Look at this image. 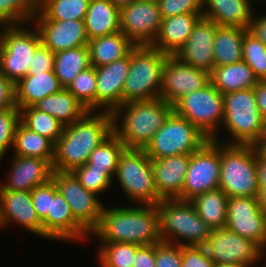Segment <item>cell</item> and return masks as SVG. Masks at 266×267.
I'll list each match as a JSON object with an SVG mask.
<instances>
[{
	"instance_id": "680465c9",
	"label": "cell",
	"mask_w": 266,
	"mask_h": 267,
	"mask_svg": "<svg viewBox=\"0 0 266 267\" xmlns=\"http://www.w3.org/2000/svg\"><path fill=\"white\" fill-rule=\"evenodd\" d=\"M109 1L120 9L124 6L130 5L132 2L136 0H109Z\"/></svg>"
},
{
	"instance_id": "7c38bea8",
	"label": "cell",
	"mask_w": 266,
	"mask_h": 267,
	"mask_svg": "<svg viewBox=\"0 0 266 267\" xmlns=\"http://www.w3.org/2000/svg\"><path fill=\"white\" fill-rule=\"evenodd\" d=\"M220 171V143L208 140L191 153L183 190L176 199L191 201L207 191L218 189Z\"/></svg>"
},
{
	"instance_id": "91938a15",
	"label": "cell",
	"mask_w": 266,
	"mask_h": 267,
	"mask_svg": "<svg viewBox=\"0 0 266 267\" xmlns=\"http://www.w3.org/2000/svg\"><path fill=\"white\" fill-rule=\"evenodd\" d=\"M50 1L55 0H36L37 12H40Z\"/></svg>"
},
{
	"instance_id": "4316f807",
	"label": "cell",
	"mask_w": 266,
	"mask_h": 267,
	"mask_svg": "<svg viewBox=\"0 0 266 267\" xmlns=\"http://www.w3.org/2000/svg\"><path fill=\"white\" fill-rule=\"evenodd\" d=\"M63 87L53 71L26 75L15 84V102L19 110L34 106L39 100L59 92Z\"/></svg>"
},
{
	"instance_id": "7bdbcfd3",
	"label": "cell",
	"mask_w": 266,
	"mask_h": 267,
	"mask_svg": "<svg viewBox=\"0 0 266 267\" xmlns=\"http://www.w3.org/2000/svg\"><path fill=\"white\" fill-rule=\"evenodd\" d=\"M72 173L85 189L96 195L110 188L113 180L104 170L92 169V164L79 166Z\"/></svg>"
},
{
	"instance_id": "7dc6e473",
	"label": "cell",
	"mask_w": 266,
	"mask_h": 267,
	"mask_svg": "<svg viewBox=\"0 0 266 267\" xmlns=\"http://www.w3.org/2000/svg\"><path fill=\"white\" fill-rule=\"evenodd\" d=\"M182 246L161 241L155 244V267H181Z\"/></svg>"
},
{
	"instance_id": "1f68e13d",
	"label": "cell",
	"mask_w": 266,
	"mask_h": 267,
	"mask_svg": "<svg viewBox=\"0 0 266 267\" xmlns=\"http://www.w3.org/2000/svg\"><path fill=\"white\" fill-rule=\"evenodd\" d=\"M248 29L235 26H218L213 55L215 67L242 61L243 38Z\"/></svg>"
},
{
	"instance_id": "484cf974",
	"label": "cell",
	"mask_w": 266,
	"mask_h": 267,
	"mask_svg": "<svg viewBox=\"0 0 266 267\" xmlns=\"http://www.w3.org/2000/svg\"><path fill=\"white\" fill-rule=\"evenodd\" d=\"M251 0H202V16L218 26L249 29L253 10ZM207 7V8H206ZM205 9V10H204Z\"/></svg>"
},
{
	"instance_id": "60d3db41",
	"label": "cell",
	"mask_w": 266,
	"mask_h": 267,
	"mask_svg": "<svg viewBox=\"0 0 266 267\" xmlns=\"http://www.w3.org/2000/svg\"><path fill=\"white\" fill-rule=\"evenodd\" d=\"M36 13V0H0V24L3 26L28 23Z\"/></svg>"
},
{
	"instance_id": "db71d44e",
	"label": "cell",
	"mask_w": 266,
	"mask_h": 267,
	"mask_svg": "<svg viewBox=\"0 0 266 267\" xmlns=\"http://www.w3.org/2000/svg\"><path fill=\"white\" fill-rule=\"evenodd\" d=\"M256 104L262 116L266 115V80L258 81L254 87Z\"/></svg>"
},
{
	"instance_id": "d6a6232c",
	"label": "cell",
	"mask_w": 266,
	"mask_h": 267,
	"mask_svg": "<svg viewBox=\"0 0 266 267\" xmlns=\"http://www.w3.org/2000/svg\"><path fill=\"white\" fill-rule=\"evenodd\" d=\"M191 202L197 214L211 229L226 227L228 197L222 189L207 191Z\"/></svg>"
},
{
	"instance_id": "ac0fdd59",
	"label": "cell",
	"mask_w": 266,
	"mask_h": 267,
	"mask_svg": "<svg viewBox=\"0 0 266 267\" xmlns=\"http://www.w3.org/2000/svg\"><path fill=\"white\" fill-rule=\"evenodd\" d=\"M33 19L42 44L55 53L88 45L82 20H48L41 12H37Z\"/></svg>"
},
{
	"instance_id": "8fae6325",
	"label": "cell",
	"mask_w": 266,
	"mask_h": 267,
	"mask_svg": "<svg viewBox=\"0 0 266 267\" xmlns=\"http://www.w3.org/2000/svg\"><path fill=\"white\" fill-rule=\"evenodd\" d=\"M0 33V72L14 84L28 74L30 61L42 44L38 29L5 25Z\"/></svg>"
},
{
	"instance_id": "94428289",
	"label": "cell",
	"mask_w": 266,
	"mask_h": 267,
	"mask_svg": "<svg viewBox=\"0 0 266 267\" xmlns=\"http://www.w3.org/2000/svg\"><path fill=\"white\" fill-rule=\"evenodd\" d=\"M215 267H249V266L238 263H224V264H215Z\"/></svg>"
},
{
	"instance_id": "bcb514c9",
	"label": "cell",
	"mask_w": 266,
	"mask_h": 267,
	"mask_svg": "<svg viewBox=\"0 0 266 267\" xmlns=\"http://www.w3.org/2000/svg\"><path fill=\"white\" fill-rule=\"evenodd\" d=\"M160 15L163 18L183 13H202V0H160Z\"/></svg>"
},
{
	"instance_id": "9c48e42d",
	"label": "cell",
	"mask_w": 266,
	"mask_h": 267,
	"mask_svg": "<svg viewBox=\"0 0 266 267\" xmlns=\"http://www.w3.org/2000/svg\"><path fill=\"white\" fill-rule=\"evenodd\" d=\"M208 140V137L188 119L173 110L144 150L151 159H159L191 154L200 149Z\"/></svg>"
},
{
	"instance_id": "b9f144b4",
	"label": "cell",
	"mask_w": 266,
	"mask_h": 267,
	"mask_svg": "<svg viewBox=\"0 0 266 267\" xmlns=\"http://www.w3.org/2000/svg\"><path fill=\"white\" fill-rule=\"evenodd\" d=\"M242 60L253 70L259 81L266 80V46L249 30L243 38Z\"/></svg>"
},
{
	"instance_id": "e0dca14e",
	"label": "cell",
	"mask_w": 266,
	"mask_h": 267,
	"mask_svg": "<svg viewBox=\"0 0 266 267\" xmlns=\"http://www.w3.org/2000/svg\"><path fill=\"white\" fill-rule=\"evenodd\" d=\"M226 228L266 249V213L257 197H229Z\"/></svg>"
},
{
	"instance_id": "ba28073f",
	"label": "cell",
	"mask_w": 266,
	"mask_h": 267,
	"mask_svg": "<svg viewBox=\"0 0 266 267\" xmlns=\"http://www.w3.org/2000/svg\"><path fill=\"white\" fill-rule=\"evenodd\" d=\"M124 194L139 205H157L158 195L151 158L144 149L125 148L121 153L115 173Z\"/></svg>"
},
{
	"instance_id": "44dd1931",
	"label": "cell",
	"mask_w": 266,
	"mask_h": 267,
	"mask_svg": "<svg viewBox=\"0 0 266 267\" xmlns=\"http://www.w3.org/2000/svg\"><path fill=\"white\" fill-rule=\"evenodd\" d=\"M10 176L0 190L31 192L36 186L48 183L53 177V160L14 156Z\"/></svg>"
},
{
	"instance_id": "30bf717a",
	"label": "cell",
	"mask_w": 266,
	"mask_h": 267,
	"mask_svg": "<svg viewBox=\"0 0 266 267\" xmlns=\"http://www.w3.org/2000/svg\"><path fill=\"white\" fill-rule=\"evenodd\" d=\"M173 110L188 119L209 140L221 141L216 133L224 120V96L211 82L201 90L183 96L173 105Z\"/></svg>"
},
{
	"instance_id": "d6986e66",
	"label": "cell",
	"mask_w": 266,
	"mask_h": 267,
	"mask_svg": "<svg viewBox=\"0 0 266 267\" xmlns=\"http://www.w3.org/2000/svg\"><path fill=\"white\" fill-rule=\"evenodd\" d=\"M217 27L215 22L202 16L175 56L185 64L210 73L215 67L213 45Z\"/></svg>"
},
{
	"instance_id": "ee69618b",
	"label": "cell",
	"mask_w": 266,
	"mask_h": 267,
	"mask_svg": "<svg viewBox=\"0 0 266 267\" xmlns=\"http://www.w3.org/2000/svg\"><path fill=\"white\" fill-rule=\"evenodd\" d=\"M20 122V110L10 108L0 110V159L13 147L15 131Z\"/></svg>"
},
{
	"instance_id": "d4e9b609",
	"label": "cell",
	"mask_w": 266,
	"mask_h": 267,
	"mask_svg": "<svg viewBox=\"0 0 266 267\" xmlns=\"http://www.w3.org/2000/svg\"><path fill=\"white\" fill-rule=\"evenodd\" d=\"M201 17L202 13H183L163 18L158 35L151 46L162 53L175 55Z\"/></svg>"
},
{
	"instance_id": "8d00e7d4",
	"label": "cell",
	"mask_w": 266,
	"mask_h": 267,
	"mask_svg": "<svg viewBox=\"0 0 266 267\" xmlns=\"http://www.w3.org/2000/svg\"><path fill=\"white\" fill-rule=\"evenodd\" d=\"M20 121L30 130L48 138L54 145L64 128L55 117L36 109L34 106L20 110Z\"/></svg>"
},
{
	"instance_id": "cb8c5ba5",
	"label": "cell",
	"mask_w": 266,
	"mask_h": 267,
	"mask_svg": "<svg viewBox=\"0 0 266 267\" xmlns=\"http://www.w3.org/2000/svg\"><path fill=\"white\" fill-rule=\"evenodd\" d=\"M191 154L151 159L155 186L162 199H175L183 190Z\"/></svg>"
},
{
	"instance_id": "11a10c76",
	"label": "cell",
	"mask_w": 266,
	"mask_h": 267,
	"mask_svg": "<svg viewBox=\"0 0 266 267\" xmlns=\"http://www.w3.org/2000/svg\"><path fill=\"white\" fill-rule=\"evenodd\" d=\"M257 176L259 188H266V161L257 157Z\"/></svg>"
},
{
	"instance_id": "277c9868",
	"label": "cell",
	"mask_w": 266,
	"mask_h": 267,
	"mask_svg": "<svg viewBox=\"0 0 266 267\" xmlns=\"http://www.w3.org/2000/svg\"><path fill=\"white\" fill-rule=\"evenodd\" d=\"M157 208L160 238L163 242L181 246H204L212 234L213 229L197 214L191 201L176 198L162 199L157 204ZM173 238L174 241L177 240L176 243ZM179 239L185 241L182 242Z\"/></svg>"
},
{
	"instance_id": "ab89813d",
	"label": "cell",
	"mask_w": 266,
	"mask_h": 267,
	"mask_svg": "<svg viewBox=\"0 0 266 267\" xmlns=\"http://www.w3.org/2000/svg\"><path fill=\"white\" fill-rule=\"evenodd\" d=\"M90 0H55L50 1L40 12L48 20H82L88 10Z\"/></svg>"
},
{
	"instance_id": "f35d334b",
	"label": "cell",
	"mask_w": 266,
	"mask_h": 267,
	"mask_svg": "<svg viewBox=\"0 0 266 267\" xmlns=\"http://www.w3.org/2000/svg\"><path fill=\"white\" fill-rule=\"evenodd\" d=\"M95 67L90 66L81 71L69 84L67 89L88 111H96V85Z\"/></svg>"
},
{
	"instance_id": "6125c7cd",
	"label": "cell",
	"mask_w": 266,
	"mask_h": 267,
	"mask_svg": "<svg viewBox=\"0 0 266 267\" xmlns=\"http://www.w3.org/2000/svg\"><path fill=\"white\" fill-rule=\"evenodd\" d=\"M263 135H266V115L263 116Z\"/></svg>"
},
{
	"instance_id": "6da1fadb",
	"label": "cell",
	"mask_w": 266,
	"mask_h": 267,
	"mask_svg": "<svg viewBox=\"0 0 266 267\" xmlns=\"http://www.w3.org/2000/svg\"><path fill=\"white\" fill-rule=\"evenodd\" d=\"M93 112L87 111L74 123L64 126L54 147V171L72 172L84 165L90 153L113 133L112 112Z\"/></svg>"
},
{
	"instance_id": "8992f818",
	"label": "cell",
	"mask_w": 266,
	"mask_h": 267,
	"mask_svg": "<svg viewBox=\"0 0 266 267\" xmlns=\"http://www.w3.org/2000/svg\"><path fill=\"white\" fill-rule=\"evenodd\" d=\"M220 144L219 188L227 197H257V154L253 145Z\"/></svg>"
},
{
	"instance_id": "f546056e",
	"label": "cell",
	"mask_w": 266,
	"mask_h": 267,
	"mask_svg": "<svg viewBox=\"0 0 266 267\" xmlns=\"http://www.w3.org/2000/svg\"><path fill=\"white\" fill-rule=\"evenodd\" d=\"M258 79L245 61L214 67L210 82L224 95L229 92L254 88Z\"/></svg>"
},
{
	"instance_id": "4dcf8cb0",
	"label": "cell",
	"mask_w": 266,
	"mask_h": 267,
	"mask_svg": "<svg viewBox=\"0 0 266 267\" xmlns=\"http://www.w3.org/2000/svg\"><path fill=\"white\" fill-rule=\"evenodd\" d=\"M34 107L55 117L63 126L74 123L88 111L67 88L39 100Z\"/></svg>"
},
{
	"instance_id": "7402d4cb",
	"label": "cell",
	"mask_w": 266,
	"mask_h": 267,
	"mask_svg": "<svg viewBox=\"0 0 266 267\" xmlns=\"http://www.w3.org/2000/svg\"><path fill=\"white\" fill-rule=\"evenodd\" d=\"M11 222L43 237L42 221L32 204L31 192L0 190V227Z\"/></svg>"
},
{
	"instance_id": "83f0119b",
	"label": "cell",
	"mask_w": 266,
	"mask_h": 267,
	"mask_svg": "<svg viewBox=\"0 0 266 267\" xmlns=\"http://www.w3.org/2000/svg\"><path fill=\"white\" fill-rule=\"evenodd\" d=\"M89 40L120 31V9L109 0H90L84 17Z\"/></svg>"
},
{
	"instance_id": "d590c367",
	"label": "cell",
	"mask_w": 266,
	"mask_h": 267,
	"mask_svg": "<svg viewBox=\"0 0 266 267\" xmlns=\"http://www.w3.org/2000/svg\"><path fill=\"white\" fill-rule=\"evenodd\" d=\"M125 148V145L113 132L90 153L85 164H92V169L104 170L114 179L119 157Z\"/></svg>"
},
{
	"instance_id": "74e56055",
	"label": "cell",
	"mask_w": 266,
	"mask_h": 267,
	"mask_svg": "<svg viewBox=\"0 0 266 267\" xmlns=\"http://www.w3.org/2000/svg\"><path fill=\"white\" fill-rule=\"evenodd\" d=\"M99 264L101 267H132L140 245L127 242L101 243Z\"/></svg>"
},
{
	"instance_id": "f6af8a7d",
	"label": "cell",
	"mask_w": 266,
	"mask_h": 267,
	"mask_svg": "<svg viewBox=\"0 0 266 267\" xmlns=\"http://www.w3.org/2000/svg\"><path fill=\"white\" fill-rule=\"evenodd\" d=\"M58 192L53 180L46 184L36 186L31 191L32 204L37 212L39 219L42 221L50 211L51 198Z\"/></svg>"
},
{
	"instance_id": "3957f363",
	"label": "cell",
	"mask_w": 266,
	"mask_h": 267,
	"mask_svg": "<svg viewBox=\"0 0 266 267\" xmlns=\"http://www.w3.org/2000/svg\"><path fill=\"white\" fill-rule=\"evenodd\" d=\"M172 111L161 98L124 103L112 112L113 132L126 148L144 149Z\"/></svg>"
},
{
	"instance_id": "f5cc1de1",
	"label": "cell",
	"mask_w": 266,
	"mask_h": 267,
	"mask_svg": "<svg viewBox=\"0 0 266 267\" xmlns=\"http://www.w3.org/2000/svg\"><path fill=\"white\" fill-rule=\"evenodd\" d=\"M253 15L249 31L266 46V15L254 17Z\"/></svg>"
},
{
	"instance_id": "4fadbf2b",
	"label": "cell",
	"mask_w": 266,
	"mask_h": 267,
	"mask_svg": "<svg viewBox=\"0 0 266 267\" xmlns=\"http://www.w3.org/2000/svg\"><path fill=\"white\" fill-rule=\"evenodd\" d=\"M52 180L68 203L74 219L90 234L100 222L103 203L95 193L85 189L72 172L54 171Z\"/></svg>"
},
{
	"instance_id": "be15d7a7",
	"label": "cell",
	"mask_w": 266,
	"mask_h": 267,
	"mask_svg": "<svg viewBox=\"0 0 266 267\" xmlns=\"http://www.w3.org/2000/svg\"><path fill=\"white\" fill-rule=\"evenodd\" d=\"M143 1H149V2H155V3H158L160 0H143Z\"/></svg>"
},
{
	"instance_id": "7a4b0ae2",
	"label": "cell",
	"mask_w": 266,
	"mask_h": 267,
	"mask_svg": "<svg viewBox=\"0 0 266 267\" xmlns=\"http://www.w3.org/2000/svg\"><path fill=\"white\" fill-rule=\"evenodd\" d=\"M101 243L127 242L138 245L160 243L159 210L157 205L137 207H103L98 226L90 233Z\"/></svg>"
},
{
	"instance_id": "9f6ffc18",
	"label": "cell",
	"mask_w": 266,
	"mask_h": 267,
	"mask_svg": "<svg viewBox=\"0 0 266 267\" xmlns=\"http://www.w3.org/2000/svg\"><path fill=\"white\" fill-rule=\"evenodd\" d=\"M253 147L255 148L258 158L266 161V135L258 139L253 144Z\"/></svg>"
},
{
	"instance_id": "836d02e7",
	"label": "cell",
	"mask_w": 266,
	"mask_h": 267,
	"mask_svg": "<svg viewBox=\"0 0 266 267\" xmlns=\"http://www.w3.org/2000/svg\"><path fill=\"white\" fill-rule=\"evenodd\" d=\"M90 66L88 46L75 47L55 53L53 70L63 88H67L81 71Z\"/></svg>"
},
{
	"instance_id": "816d5d0a",
	"label": "cell",
	"mask_w": 266,
	"mask_h": 267,
	"mask_svg": "<svg viewBox=\"0 0 266 267\" xmlns=\"http://www.w3.org/2000/svg\"><path fill=\"white\" fill-rule=\"evenodd\" d=\"M155 244L140 245L132 267H155Z\"/></svg>"
},
{
	"instance_id": "9a60e30c",
	"label": "cell",
	"mask_w": 266,
	"mask_h": 267,
	"mask_svg": "<svg viewBox=\"0 0 266 267\" xmlns=\"http://www.w3.org/2000/svg\"><path fill=\"white\" fill-rule=\"evenodd\" d=\"M210 83V73L168 55L162 70L160 98L174 105L183 96L201 90Z\"/></svg>"
},
{
	"instance_id": "52a82bcc",
	"label": "cell",
	"mask_w": 266,
	"mask_h": 267,
	"mask_svg": "<svg viewBox=\"0 0 266 267\" xmlns=\"http://www.w3.org/2000/svg\"><path fill=\"white\" fill-rule=\"evenodd\" d=\"M224 96L223 125L234 138L228 145H253L263 136V116L258 111L254 88Z\"/></svg>"
},
{
	"instance_id": "f907efd6",
	"label": "cell",
	"mask_w": 266,
	"mask_h": 267,
	"mask_svg": "<svg viewBox=\"0 0 266 267\" xmlns=\"http://www.w3.org/2000/svg\"><path fill=\"white\" fill-rule=\"evenodd\" d=\"M17 108L15 102V84L0 72V110Z\"/></svg>"
},
{
	"instance_id": "f1b7e54d",
	"label": "cell",
	"mask_w": 266,
	"mask_h": 267,
	"mask_svg": "<svg viewBox=\"0 0 266 267\" xmlns=\"http://www.w3.org/2000/svg\"><path fill=\"white\" fill-rule=\"evenodd\" d=\"M87 46L90 64L98 67L125 57L136 45L119 31L89 40Z\"/></svg>"
},
{
	"instance_id": "5b68a950",
	"label": "cell",
	"mask_w": 266,
	"mask_h": 267,
	"mask_svg": "<svg viewBox=\"0 0 266 267\" xmlns=\"http://www.w3.org/2000/svg\"><path fill=\"white\" fill-rule=\"evenodd\" d=\"M167 56L151 45H136L130 51L122 105L130 101L160 98L162 70Z\"/></svg>"
},
{
	"instance_id": "c3c4849f",
	"label": "cell",
	"mask_w": 266,
	"mask_h": 267,
	"mask_svg": "<svg viewBox=\"0 0 266 267\" xmlns=\"http://www.w3.org/2000/svg\"><path fill=\"white\" fill-rule=\"evenodd\" d=\"M181 267H215L204 246H182Z\"/></svg>"
},
{
	"instance_id": "e575fe53",
	"label": "cell",
	"mask_w": 266,
	"mask_h": 267,
	"mask_svg": "<svg viewBox=\"0 0 266 267\" xmlns=\"http://www.w3.org/2000/svg\"><path fill=\"white\" fill-rule=\"evenodd\" d=\"M54 147L48 138L30 130L21 121L18 123L12 147L15 156L54 159Z\"/></svg>"
},
{
	"instance_id": "681fc988",
	"label": "cell",
	"mask_w": 266,
	"mask_h": 267,
	"mask_svg": "<svg viewBox=\"0 0 266 267\" xmlns=\"http://www.w3.org/2000/svg\"><path fill=\"white\" fill-rule=\"evenodd\" d=\"M55 52L41 44L35 51L27 75L53 71Z\"/></svg>"
},
{
	"instance_id": "6f0895ef",
	"label": "cell",
	"mask_w": 266,
	"mask_h": 267,
	"mask_svg": "<svg viewBox=\"0 0 266 267\" xmlns=\"http://www.w3.org/2000/svg\"><path fill=\"white\" fill-rule=\"evenodd\" d=\"M257 199L260 208L266 213V188H259Z\"/></svg>"
},
{
	"instance_id": "5bb4252c",
	"label": "cell",
	"mask_w": 266,
	"mask_h": 267,
	"mask_svg": "<svg viewBox=\"0 0 266 267\" xmlns=\"http://www.w3.org/2000/svg\"><path fill=\"white\" fill-rule=\"evenodd\" d=\"M204 248L215 264L238 263L251 266L260 262L265 249L225 228L214 229Z\"/></svg>"
},
{
	"instance_id": "ffe728a7",
	"label": "cell",
	"mask_w": 266,
	"mask_h": 267,
	"mask_svg": "<svg viewBox=\"0 0 266 267\" xmlns=\"http://www.w3.org/2000/svg\"><path fill=\"white\" fill-rule=\"evenodd\" d=\"M129 72V54L108 65L95 67L96 111L113 112L122 105V91Z\"/></svg>"
},
{
	"instance_id": "2e32d148",
	"label": "cell",
	"mask_w": 266,
	"mask_h": 267,
	"mask_svg": "<svg viewBox=\"0 0 266 267\" xmlns=\"http://www.w3.org/2000/svg\"><path fill=\"white\" fill-rule=\"evenodd\" d=\"M161 22L158 3L136 0L120 8V31L135 45H151Z\"/></svg>"
},
{
	"instance_id": "603a6c76",
	"label": "cell",
	"mask_w": 266,
	"mask_h": 267,
	"mask_svg": "<svg viewBox=\"0 0 266 267\" xmlns=\"http://www.w3.org/2000/svg\"><path fill=\"white\" fill-rule=\"evenodd\" d=\"M43 237L53 240H83L89 233L74 219L72 211L58 191L51 198L50 211L42 220Z\"/></svg>"
}]
</instances>
